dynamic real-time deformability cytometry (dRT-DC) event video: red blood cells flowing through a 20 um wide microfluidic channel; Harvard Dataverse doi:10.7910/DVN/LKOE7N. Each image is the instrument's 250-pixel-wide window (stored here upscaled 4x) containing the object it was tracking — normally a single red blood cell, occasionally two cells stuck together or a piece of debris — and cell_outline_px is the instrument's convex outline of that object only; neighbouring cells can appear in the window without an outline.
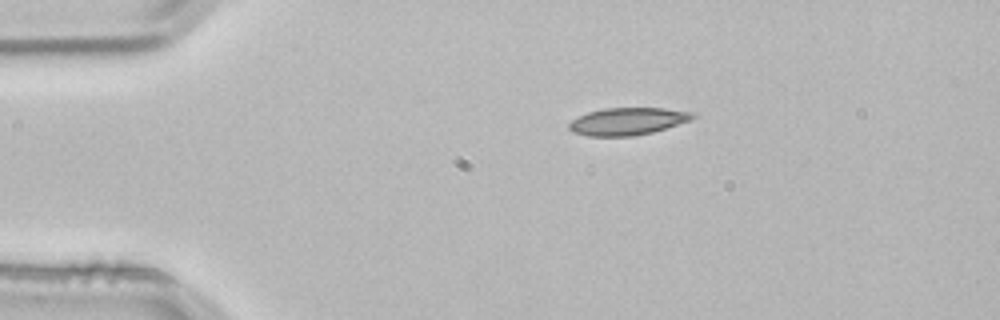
{"species": "common noctule bat (a hibernating species)", "species_latin": "Nyctalus noctula", "temperature_condition": "room temperature", "stored_images_in_passage": 2, "camera_frame_rate_fps": 3000, "um_per_image_px": 0.085, "animal": {"sex": "male", "body_mass_g": 21.5, "forearm_length_mm": 52.0}, "frame": {"image": 1, "passage_image": 1, "time_ms": 0.0, "image_size_px": [1000, 320], "cell_outline_px": [[696, 116], [692, 120], [652, 132], [632, 136], [588, 136], [572, 132], [568, 128], [568, 124], [572, 120], [588, 112], [604, 108], [664, 108], [696, 112]], "centroid_in_image_um": [53.37, 10.31], "position_along_channel_um": 31.6, "area_um2": 19.77}}